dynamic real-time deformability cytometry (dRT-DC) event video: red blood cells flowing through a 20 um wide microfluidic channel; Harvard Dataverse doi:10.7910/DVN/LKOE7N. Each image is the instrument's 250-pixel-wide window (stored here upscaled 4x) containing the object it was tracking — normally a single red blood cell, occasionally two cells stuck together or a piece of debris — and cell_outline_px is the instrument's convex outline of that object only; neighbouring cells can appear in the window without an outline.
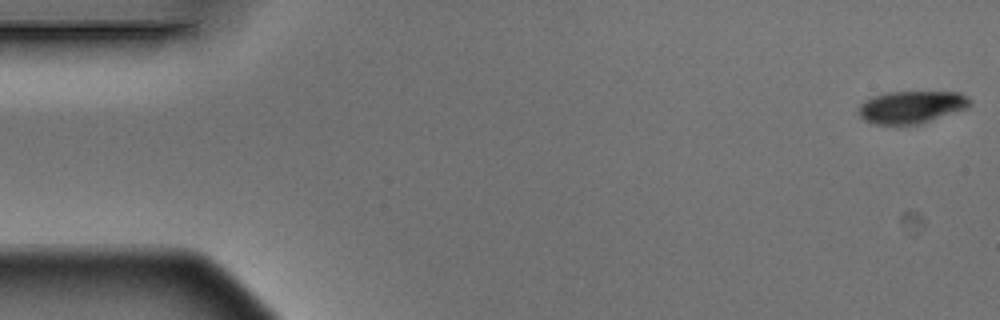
{"species": "Egyptian fruit bat (a non-hibernating species)", "species_latin": "Rousettus aegyptiacus", "temperature_condition": "warm", "stored_images_in_passage": 5, "camera_frame_rate_fps": 3000, "um_per_image_px": 0.085, "animal": {"sex": "male"}, "frame": {"image": 1, "passage_image": 1, "time_ms": 0.0, "image_size_px": [1000, 320], "cell_outline_px": [[972, 104], [968, 108], [920, 124], [900, 128], [876, 124], [864, 120], [860, 116], [860, 104], [864, 100], [872, 96], [888, 92], [960, 92], [968, 96], [972, 100]], "centroid_in_image_um": [77.49, 9.13], "position_along_channel_um": 7.5, "area_um2": 21.73}}
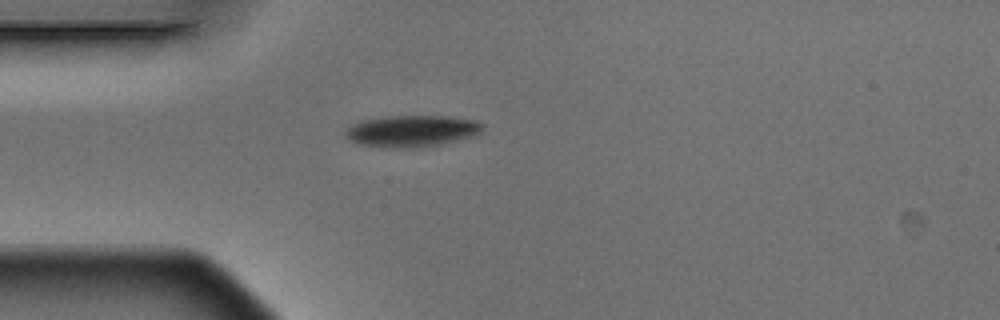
{"frame": {"image": 2, "passage_image": 5, "time_ms": 1.333, "image_size_px": [1000, 320], "cell_outline_px": [[484, 128], [476, 136], [440, 144], [420, 148], [380, 148], [360, 144], [344, 136], [344, 132], [352, 124], [360, 120], [388, 116], [448, 116], [476, 120], [484, 124]], "centroid_in_image_um": [35.02, 11.14], "position_along_channel_um": 50.0, "area_um2": 25.66}}